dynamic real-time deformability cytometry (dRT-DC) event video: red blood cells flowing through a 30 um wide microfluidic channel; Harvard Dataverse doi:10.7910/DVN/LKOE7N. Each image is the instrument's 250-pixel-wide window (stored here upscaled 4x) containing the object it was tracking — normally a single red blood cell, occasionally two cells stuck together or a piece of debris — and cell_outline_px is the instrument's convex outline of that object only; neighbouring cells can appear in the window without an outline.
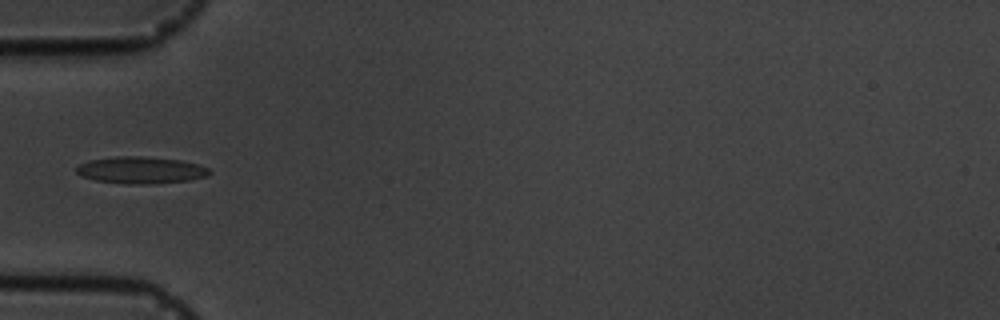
{"species": "common noctule bat (a hibernating species)", "species_latin": "Nyctalus noctula", "temperature_condition": "cold", "stored_images_in_passage": 4, "camera_frame_rate_fps": 3000, "um_per_image_px": 0.085, "animal": {"sex": "male", "body_mass_g": 19.5, "forearm_length_mm": 54.6}, "frame": {"image": 1, "passage_image": 4, "time_ms": 3.333, "image_size_px": [1000, 320], "cell_outline_px": [[212, 172], [208, 176], [188, 180], [152, 184], [128, 184], [96, 180], [80, 176], [76, 172], [76, 168], [80, 164], [88, 160], [116, 156], [144, 156], [180, 160], [200, 164], [208, 168]], "centroid_in_image_um": [11.98, 14.45], "position_along_channel_um": 73.0, "area_um2": 20.98}}